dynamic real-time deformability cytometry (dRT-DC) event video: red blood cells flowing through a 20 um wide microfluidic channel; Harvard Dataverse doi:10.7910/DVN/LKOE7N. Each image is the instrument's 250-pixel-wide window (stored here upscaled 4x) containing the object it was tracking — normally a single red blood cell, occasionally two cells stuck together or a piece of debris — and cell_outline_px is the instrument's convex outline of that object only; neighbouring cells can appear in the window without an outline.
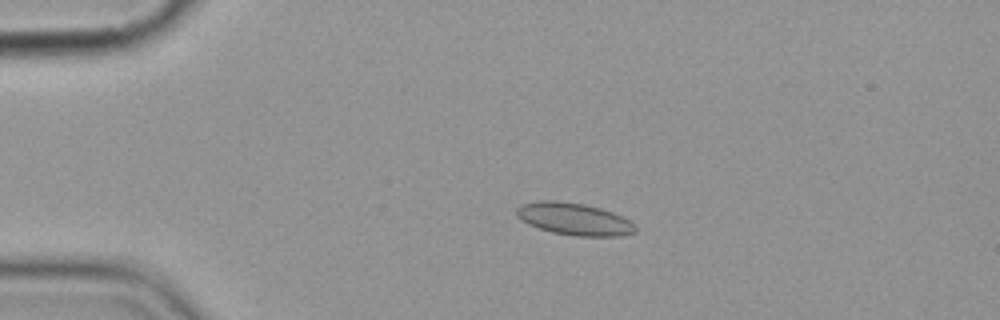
{"species": "common noctule bat (a hibernating species)", "species_latin": "Nyctalus noctula", "temperature_condition": "cold", "stored_images_in_passage": 9, "camera_frame_rate_fps": 3000, "um_per_image_px": 0.085, "animal": {"sex": "female", "body_mass_g": 19.9}, "frame": {"image": 1, "passage_image": 3, "time_ms": 2.333, "image_size_px": [1000, 320], "cell_outline_px": [[636, 232], [620, 236], [576, 236], [552, 232], [528, 224], [520, 220], [516, 216], [516, 208], [520, 204], [540, 200], [556, 200], [584, 204], [600, 208], [624, 216], [636, 224]], "centroid_in_image_um": [48.81, 18.61], "position_along_channel_um": 36.2, "area_um2": 22.54}}
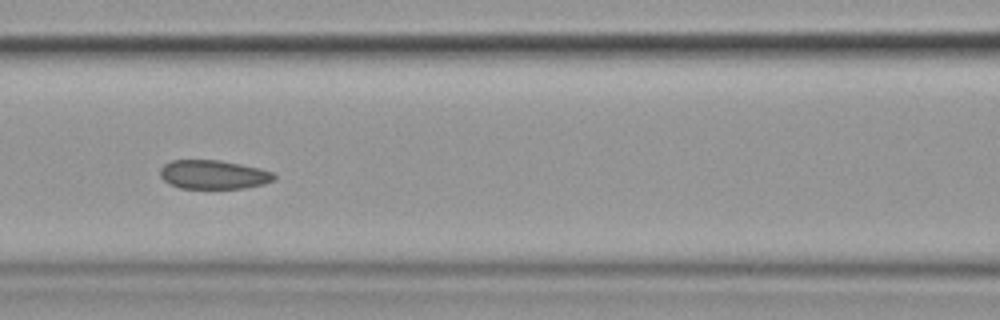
{"frame": {"image": 2, "passage_image": 6, "time_ms": 6.667, "image_size_px": [1000, 320], "cell_outline_px": [[276, 180], [264, 184], [244, 188], [180, 188], [168, 184], [160, 176], [160, 168], [164, 164], [172, 160], [220, 160], [260, 168], [272, 172], [276, 176]], "centroid_in_image_um": [18.14, 14.84], "position_along_channel_um": 148.5, "area_um2": 19.31}}
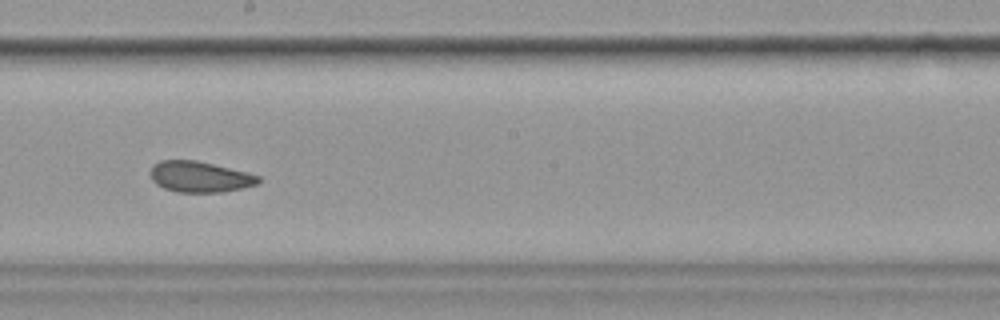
{"frame": {"image": 3, "passage_image": 8, "time_ms": 9.0, "image_size_px": [1000, 320], "cell_outline_px": [[260, 180], [256, 184], [224, 192], [176, 192], [164, 188], [156, 184], [152, 180], [152, 164], [160, 160], [196, 160], [260, 176]], "centroid_in_image_um": [16.94, 15.03], "position_along_channel_um": 231.3, "area_um2": 19.13}}